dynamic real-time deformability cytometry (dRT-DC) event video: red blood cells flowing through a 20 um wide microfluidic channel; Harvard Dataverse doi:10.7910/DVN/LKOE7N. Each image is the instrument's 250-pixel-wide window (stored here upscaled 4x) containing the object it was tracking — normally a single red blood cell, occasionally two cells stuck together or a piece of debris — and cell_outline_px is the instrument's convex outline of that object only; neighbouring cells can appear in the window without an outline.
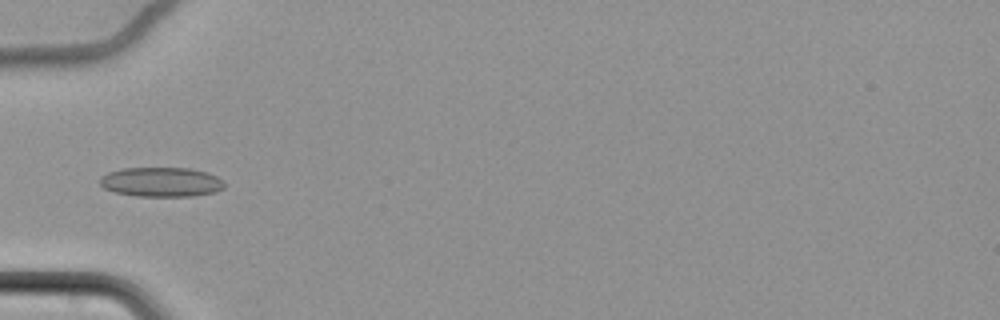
{"species": "common noctule bat (a hibernating species)", "species_latin": "Nyctalus noctula", "temperature_condition": "cold", "stored_images_in_passage": 11, "camera_frame_rate_fps": 3000, "um_per_image_px": 0.085, "animal": {"sex": "female", "body_mass_g": 22.7, "forearm_length_mm": 54.2}, "frame": {"image": 1, "passage_image": 5, "time_ms": 1.333, "image_size_px": [1000, 320], "cell_outline_px": [[224, 188], [216, 192], [192, 196], [136, 196], [116, 192], [104, 188], [100, 184], [100, 176], [108, 172], [120, 168], [192, 168], [208, 172], [224, 180]], "centroid_in_image_um": [13.72, 15.46], "position_along_channel_um": 71.3, "area_um2": 21.62}}
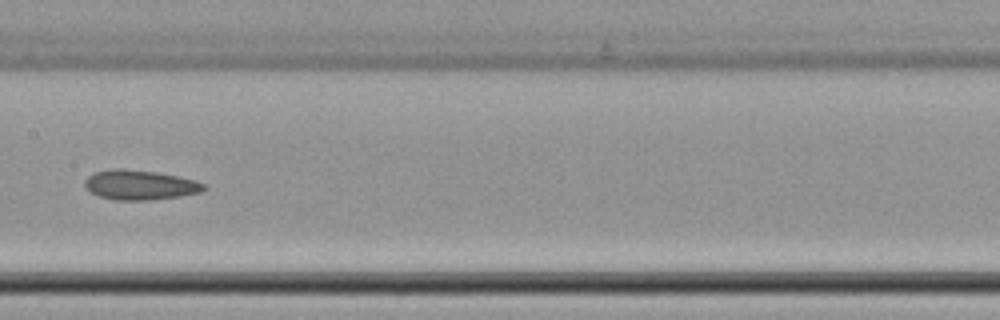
{"frame": {"image": 2, "passage_image": 8, "time_ms": 2.333, "image_size_px": [1000, 320], "cell_outline_px": [[208, 188], [200, 192], [180, 196], [148, 200], [116, 200], [100, 196], [92, 192], [84, 184], [84, 180], [88, 176], [96, 172], [112, 168], [120, 168], [156, 172], [196, 180], [204, 184]], "centroid_in_image_um": [11.91, 15.71], "position_along_channel_um": 195.5, "area_um2": 20.46}}
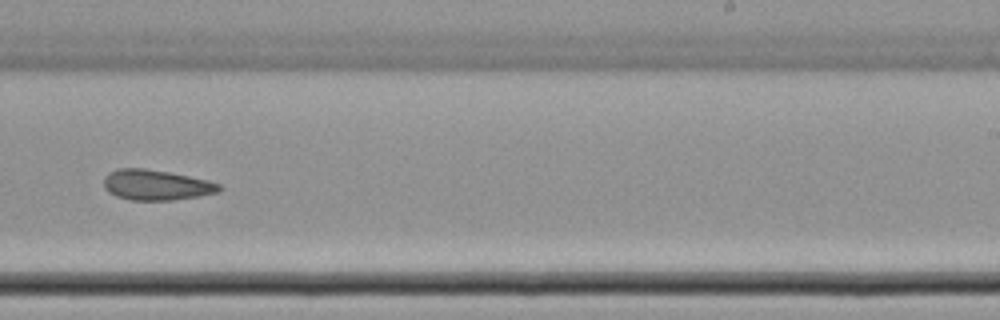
{"frame": {"image": 3, "passage_image": 10, "time_ms": 3.0, "image_size_px": [1000, 320], "cell_outline_px": [[224, 188], [220, 192], [200, 196], [172, 200], [132, 200], [116, 196], [108, 192], [104, 188], [104, 176], [108, 172], [116, 168], [144, 168], [168, 172], [208, 180], [220, 184]], "centroid_in_image_um": [13.28, 15.72], "position_along_channel_um": 275.7, "area_um2": 20.63}}